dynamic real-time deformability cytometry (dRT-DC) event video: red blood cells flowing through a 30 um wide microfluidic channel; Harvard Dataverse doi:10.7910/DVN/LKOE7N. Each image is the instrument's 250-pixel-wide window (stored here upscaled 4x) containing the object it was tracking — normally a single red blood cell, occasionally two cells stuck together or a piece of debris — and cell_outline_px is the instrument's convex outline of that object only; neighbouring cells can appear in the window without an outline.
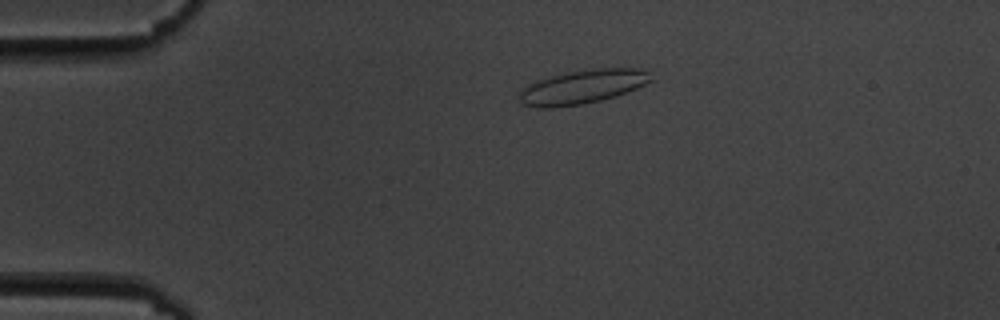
{"species": "common noctule bat (a hibernating species)", "species_latin": "Nyctalus noctula", "temperature_condition": "cold", "stored_images_in_passage": 9, "camera_frame_rate_fps": 3000, "um_per_image_px": 0.085, "animal": {"sex": "male", "body_mass_g": 19.5, "forearm_length_mm": 54.6}, "frame": {"image": 1, "passage_image": 2, "time_ms": 1.0, "image_size_px": [1000, 320], "cell_outline_px": [[656, 80], [628, 92], [616, 96], [584, 104], [552, 108], [536, 108], [520, 104], [520, 88], [536, 80], [568, 72], [592, 68], [636, 68], [648, 72]], "centroid_in_image_um": [49.51, 7.39], "position_along_channel_um": 35.5, "area_um2": 26.41}}
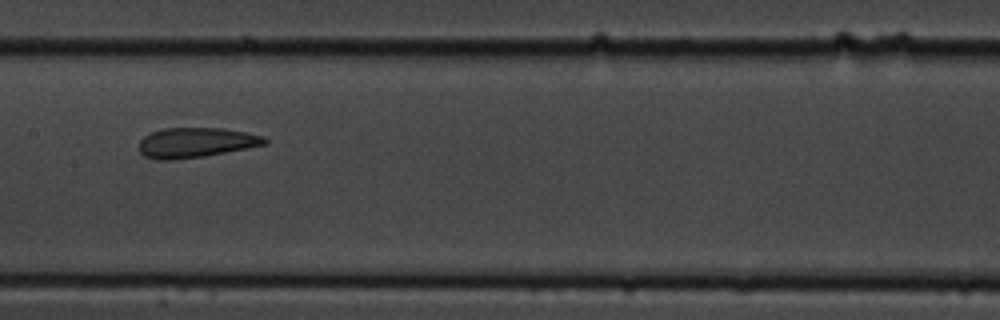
{"frame": {"image": 2, "passage_image": 7, "time_ms": 6.667, "image_size_px": [1000, 320], "cell_outline_px": [[268, 144], [248, 148], [204, 156], [172, 160], [156, 160], [144, 156], [140, 152], [140, 140], [144, 136], [152, 132], [164, 128], [224, 128], [264, 136], [268, 140]], "centroid_in_image_um": [16.66, 12.12], "position_along_channel_um": 190.7, "area_um2": 21.96}}
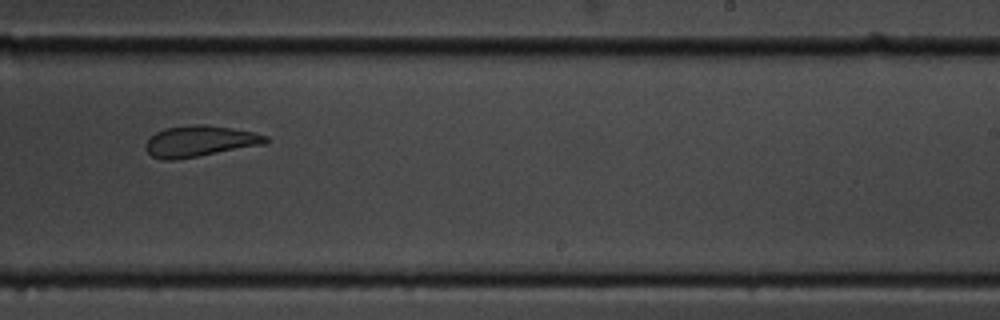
{"frame": {"image": 3, "passage_image": 9, "time_ms": 9.0, "image_size_px": [1000, 320], "cell_outline_px": [[268, 140], [264, 144], [200, 156], [176, 160], [164, 160], [152, 156], [144, 148], [144, 144], [156, 132], [164, 128], [192, 124], [204, 124], [232, 128], [252, 132], [268, 136]], "centroid_in_image_um": [16.95, 12.0], "position_along_channel_um": 272.1, "area_um2": 21.73}}